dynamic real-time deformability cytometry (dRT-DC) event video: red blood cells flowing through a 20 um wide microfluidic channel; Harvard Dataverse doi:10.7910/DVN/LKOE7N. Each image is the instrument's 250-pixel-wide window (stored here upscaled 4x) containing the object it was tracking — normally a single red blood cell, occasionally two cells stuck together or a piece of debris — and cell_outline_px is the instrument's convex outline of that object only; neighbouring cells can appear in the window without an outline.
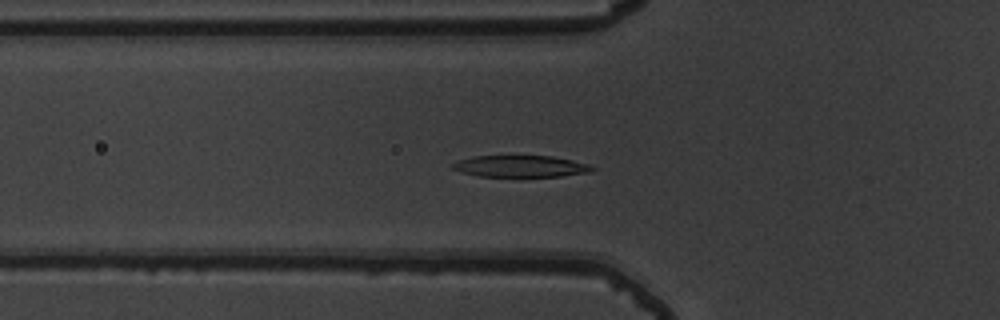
{"species": "common noctule bat (a hibernating species)", "species_latin": "Nyctalus noctula", "temperature_condition": "warm", "stored_images_in_passage": 46, "camera_frame_rate_fps": 3000, "um_per_image_px": 0.085, "animal": {"sex": "male", "body_mass_g": 19.5, "forearm_length_mm": 54.6}, "frame": {"image": 1, "passage_image": 11, "time_ms": 3.333, "image_size_px": [1000, 320], "cell_outline_px": [[596, 168], [588, 172], [560, 176], [480, 176], [460, 172], [452, 168], [448, 164], [472, 156], [552, 156], [572, 160], [588, 164]], "centroid_in_image_um": [44.2, 14.12], "position_along_channel_um": 81.6, "area_um2": 17.46}}
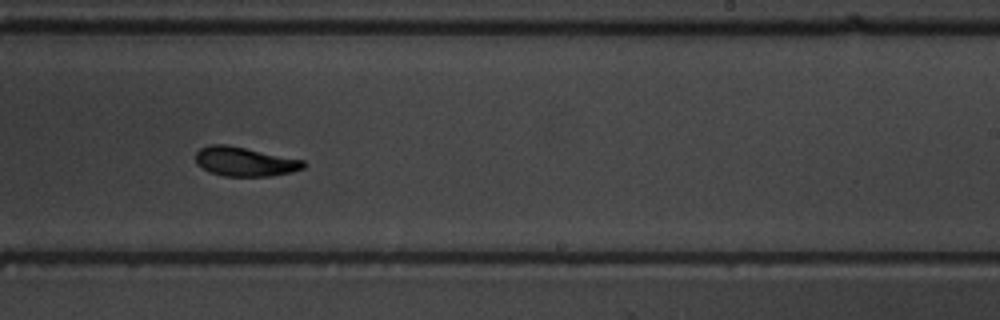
{"frame": {"image": 2, "passage_image": 26, "time_ms": 8.333, "image_size_px": [1000, 320], "cell_outline_px": [[308, 164], [304, 168], [292, 172], [272, 176], [224, 176], [212, 172], [196, 164], [196, 152], [200, 148], [208, 144], [228, 144], [304, 160]], "centroid_in_image_um": [20.83, 13.72], "position_along_channel_um": 268.2, "area_um2": 18.5}}
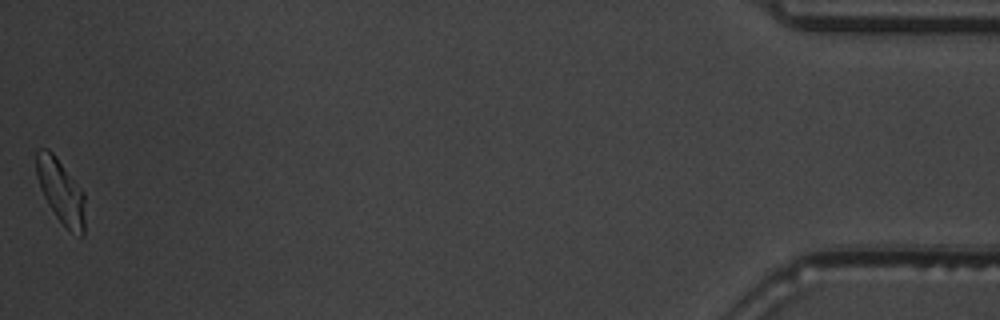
{"frame": {"image": 3, "passage_image": 46, "time_ms": 15.0, "image_size_px": [1000, 320], "cell_outline_px": [[84, 236], [80, 236], [68, 228], [56, 216], [48, 204], [40, 188], [36, 176], [36, 148], [48, 148], [56, 156], [84, 192]], "centroid_in_image_um": [5.15, 16.2], "position_along_channel_um": 430.0, "area_um2": 18.09}, "authors_computed_cell_mechanics": {"area_um2": 18.5249, "velocity_mm_per_s": 3.7313, "shape_relaxation_time_tau1_ms": 3.2409, "shape_relaxation_time_tau2_ms": 3.4986, "deformation_change_tau1": 0.1841, "deformation_change_tau2": 0.0925}}